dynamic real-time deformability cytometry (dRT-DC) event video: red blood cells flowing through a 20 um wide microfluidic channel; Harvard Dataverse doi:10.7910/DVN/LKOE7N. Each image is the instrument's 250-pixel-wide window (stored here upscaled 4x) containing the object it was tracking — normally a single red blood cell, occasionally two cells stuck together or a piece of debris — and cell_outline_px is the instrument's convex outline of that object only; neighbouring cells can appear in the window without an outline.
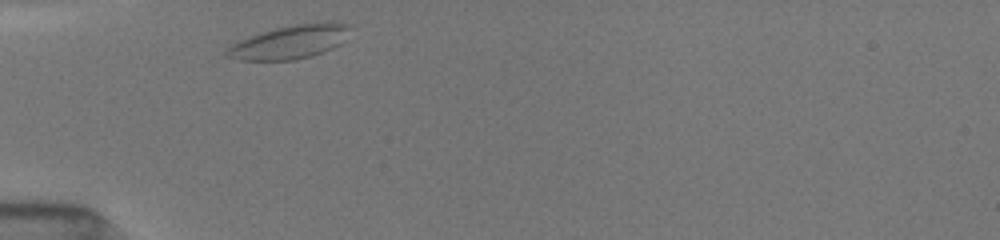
{"species": "common noctule bat (a hibernating species)", "species_latin": "Nyctalus noctula", "temperature_condition": "room temperature", "stored_images_in_passage": 4, "camera_frame_rate_fps": 3000, "um_per_image_px": 0.085, "animal": {"sex": "female", "body_mass_g": 19.5, "forearm_length_mm": 54.1}, "frame": {"image": 1, "passage_image": 1, "time_ms": 0.0, "image_size_px": [1000, 240], "cell_outline_px": [[352, 24], [348, 40], [324, 52], [312, 56], [296, 60], [236, 60], [224, 56], [224, 52], [232, 44], [240, 40], [260, 32], [292, 24], [320, 20], [328, 20]], "centroid_in_image_um": [24.73, 3.54], "position_along_channel_um": 60.3, "area_um2": 25.03}}
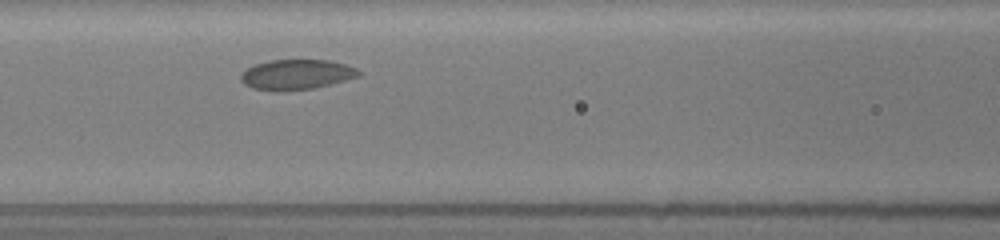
{"frame": {"image": 2, "passage_image": 3, "time_ms": 2.333, "image_size_px": [1000, 240], "cell_outline_px": [[360, 76], [312, 88], [252, 88], [244, 84], [240, 80], [240, 76], [248, 68], [256, 64], [272, 60], [332, 60], [356, 68], [360, 72]], "centroid_in_image_um": [25.24, 6.28], "position_along_channel_um": 141.4, "area_um2": 19.65}}
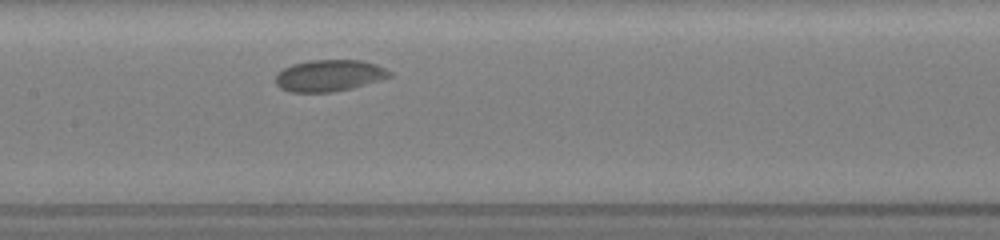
{"frame": {"image": 3, "passage_image": 4, "time_ms": 3.333, "image_size_px": [1000, 240], "cell_outline_px": [[392, 76], [352, 88], [332, 92], [292, 92], [280, 88], [276, 84], [276, 76], [284, 68], [292, 64], [308, 60], [360, 60], [376, 64], [392, 72]], "centroid_in_image_um": [27.98, 6.42], "position_along_channel_um": 179.4, "area_um2": 20.87}}